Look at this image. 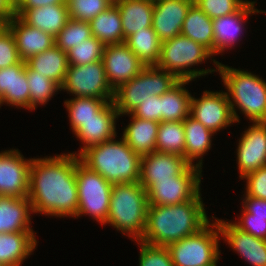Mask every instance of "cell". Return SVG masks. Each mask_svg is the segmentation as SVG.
Returning <instances> with one entry per match:
<instances>
[{
  "instance_id": "obj_22",
  "label": "cell",
  "mask_w": 266,
  "mask_h": 266,
  "mask_svg": "<svg viewBox=\"0 0 266 266\" xmlns=\"http://www.w3.org/2000/svg\"><path fill=\"white\" fill-rule=\"evenodd\" d=\"M6 26L15 38L18 54L22 61H27L30 57L55 45V37L41 29L27 25L17 16H14Z\"/></svg>"
},
{
  "instance_id": "obj_12",
  "label": "cell",
  "mask_w": 266,
  "mask_h": 266,
  "mask_svg": "<svg viewBox=\"0 0 266 266\" xmlns=\"http://www.w3.org/2000/svg\"><path fill=\"white\" fill-rule=\"evenodd\" d=\"M190 116L213 133L230 126L235 120L226 92L204 91L201 98L191 97Z\"/></svg>"
},
{
  "instance_id": "obj_21",
  "label": "cell",
  "mask_w": 266,
  "mask_h": 266,
  "mask_svg": "<svg viewBox=\"0 0 266 266\" xmlns=\"http://www.w3.org/2000/svg\"><path fill=\"white\" fill-rule=\"evenodd\" d=\"M4 103L30 110L25 61L0 69V105Z\"/></svg>"
},
{
  "instance_id": "obj_29",
  "label": "cell",
  "mask_w": 266,
  "mask_h": 266,
  "mask_svg": "<svg viewBox=\"0 0 266 266\" xmlns=\"http://www.w3.org/2000/svg\"><path fill=\"white\" fill-rule=\"evenodd\" d=\"M25 63L32 70L48 77L59 86H61L64 81L69 65L67 53L56 45L42 53L30 57Z\"/></svg>"
},
{
  "instance_id": "obj_23",
  "label": "cell",
  "mask_w": 266,
  "mask_h": 266,
  "mask_svg": "<svg viewBox=\"0 0 266 266\" xmlns=\"http://www.w3.org/2000/svg\"><path fill=\"white\" fill-rule=\"evenodd\" d=\"M24 23L56 37L70 19L67 4L46 5L34 9H15Z\"/></svg>"
},
{
  "instance_id": "obj_6",
  "label": "cell",
  "mask_w": 266,
  "mask_h": 266,
  "mask_svg": "<svg viewBox=\"0 0 266 266\" xmlns=\"http://www.w3.org/2000/svg\"><path fill=\"white\" fill-rule=\"evenodd\" d=\"M179 80L156 65L144 66L140 73L114 90L113 104L121 115L130 114L149 96H161Z\"/></svg>"
},
{
  "instance_id": "obj_37",
  "label": "cell",
  "mask_w": 266,
  "mask_h": 266,
  "mask_svg": "<svg viewBox=\"0 0 266 266\" xmlns=\"http://www.w3.org/2000/svg\"><path fill=\"white\" fill-rule=\"evenodd\" d=\"M89 22L69 19L63 29L55 37V45L64 52L92 37Z\"/></svg>"
},
{
  "instance_id": "obj_24",
  "label": "cell",
  "mask_w": 266,
  "mask_h": 266,
  "mask_svg": "<svg viewBox=\"0 0 266 266\" xmlns=\"http://www.w3.org/2000/svg\"><path fill=\"white\" fill-rule=\"evenodd\" d=\"M32 212L28 197L0 195V233L34 232L30 227Z\"/></svg>"
},
{
  "instance_id": "obj_5",
  "label": "cell",
  "mask_w": 266,
  "mask_h": 266,
  "mask_svg": "<svg viewBox=\"0 0 266 266\" xmlns=\"http://www.w3.org/2000/svg\"><path fill=\"white\" fill-rule=\"evenodd\" d=\"M148 206L147 191L139 182L113 184L105 224L140 241L146 229Z\"/></svg>"
},
{
  "instance_id": "obj_14",
  "label": "cell",
  "mask_w": 266,
  "mask_h": 266,
  "mask_svg": "<svg viewBox=\"0 0 266 266\" xmlns=\"http://www.w3.org/2000/svg\"><path fill=\"white\" fill-rule=\"evenodd\" d=\"M31 160L16 149L0 153V195L28 196Z\"/></svg>"
},
{
  "instance_id": "obj_3",
  "label": "cell",
  "mask_w": 266,
  "mask_h": 266,
  "mask_svg": "<svg viewBox=\"0 0 266 266\" xmlns=\"http://www.w3.org/2000/svg\"><path fill=\"white\" fill-rule=\"evenodd\" d=\"M91 146L80 155V161L111 184L136 183L140 179L141 157L123 138Z\"/></svg>"
},
{
  "instance_id": "obj_45",
  "label": "cell",
  "mask_w": 266,
  "mask_h": 266,
  "mask_svg": "<svg viewBox=\"0 0 266 266\" xmlns=\"http://www.w3.org/2000/svg\"><path fill=\"white\" fill-rule=\"evenodd\" d=\"M131 114L140 119L161 122V96H149Z\"/></svg>"
},
{
  "instance_id": "obj_7",
  "label": "cell",
  "mask_w": 266,
  "mask_h": 266,
  "mask_svg": "<svg viewBox=\"0 0 266 266\" xmlns=\"http://www.w3.org/2000/svg\"><path fill=\"white\" fill-rule=\"evenodd\" d=\"M211 56L213 57V54L206 47L180 34L162 42L156 66L172 73L178 80L192 81L197 77L200 78L199 76L217 71V69H190Z\"/></svg>"
},
{
  "instance_id": "obj_2",
  "label": "cell",
  "mask_w": 266,
  "mask_h": 266,
  "mask_svg": "<svg viewBox=\"0 0 266 266\" xmlns=\"http://www.w3.org/2000/svg\"><path fill=\"white\" fill-rule=\"evenodd\" d=\"M199 192L193 199L169 206L149 205L147 223L140 241L167 247L200 231L209 223Z\"/></svg>"
},
{
  "instance_id": "obj_42",
  "label": "cell",
  "mask_w": 266,
  "mask_h": 266,
  "mask_svg": "<svg viewBox=\"0 0 266 266\" xmlns=\"http://www.w3.org/2000/svg\"><path fill=\"white\" fill-rule=\"evenodd\" d=\"M21 61L13 34L6 25H3L0 28V69L16 65Z\"/></svg>"
},
{
  "instance_id": "obj_31",
  "label": "cell",
  "mask_w": 266,
  "mask_h": 266,
  "mask_svg": "<svg viewBox=\"0 0 266 266\" xmlns=\"http://www.w3.org/2000/svg\"><path fill=\"white\" fill-rule=\"evenodd\" d=\"M181 35L201 44L213 54V19H210L195 3L191 5L183 21Z\"/></svg>"
},
{
  "instance_id": "obj_44",
  "label": "cell",
  "mask_w": 266,
  "mask_h": 266,
  "mask_svg": "<svg viewBox=\"0 0 266 266\" xmlns=\"http://www.w3.org/2000/svg\"><path fill=\"white\" fill-rule=\"evenodd\" d=\"M246 195L266 200V166L246 174Z\"/></svg>"
},
{
  "instance_id": "obj_34",
  "label": "cell",
  "mask_w": 266,
  "mask_h": 266,
  "mask_svg": "<svg viewBox=\"0 0 266 266\" xmlns=\"http://www.w3.org/2000/svg\"><path fill=\"white\" fill-rule=\"evenodd\" d=\"M113 100H103L94 97H75L64 102L71 129L76 133L80 129V123L86 122L95 117L109 102Z\"/></svg>"
},
{
  "instance_id": "obj_1",
  "label": "cell",
  "mask_w": 266,
  "mask_h": 266,
  "mask_svg": "<svg viewBox=\"0 0 266 266\" xmlns=\"http://www.w3.org/2000/svg\"><path fill=\"white\" fill-rule=\"evenodd\" d=\"M72 153L32 158L28 199L33 213L76 218L78 194L76 159Z\"/></svg>"
},
{
  "instance_id": "obj_11",
  "label": "cell",
  "mask_w": 266,
  "mask_h": 266,
  "mask_svg": "<svg viewBox=\"0 0 266 266\" xmlns=\"http://www.w3.org/2000/svg\"><path fill=\"white\" fill-rule=\"evenodd\" d=\"M66 90L75 97H94L113 100L111 88L102 60L85 65H68L60 91Z\"/></svg>"
},
{
  "instance_id": "obj_13",
  "label": "cell",
  "mask_w": 266,
  "mask_h": 266,
  "mask_svg": "<svg viewBox=\"0 0 266 266\" xmlns=\"http://www.w3.org/2000/svg\"><path fill=\"white\" fill-rule=\"evenodd\" d=\"M102 62L113 90L137 76L145 66L125 42L105 45Z\"/></svg>"
},
{
  "instance_id": "obj_8",
  "label": "cell",
  "mask_w": 266,
  "mask_h": 266,
  "mask_svg": "<svg viewBox=\"0 0 266 266\" xmlns=\"http://www.w3.org/2000/svg\"><path fill=\"white\" fill-rule=\"evenodd\" d=\"M211 226V227H210ZM215 229V230H214ZM220 231L215 218L197 233L167 246L174 266H217Z\"/></svg>"
},
{
  "instance_id": "obj_10",
  "label": "cell",
  "mask_w": 266,
  "mask_h": 266,
  "mask_svg": "<svg viewBox=\"0 0 266 266\" xmlns=\"http://www.w3.org/2000/svg\"><path fill=\"white\" fill-rule=\"evenodd\" d=\"M202 169L190 165L172 179L154 180L147 188L149 205L169 206L193 199L200 192Z\"/></svg>"
},
{
  "instance_id": "obj_33",
  "label": "cell",
  "mask_w": 266,
  "mask_h": 266,
  "mask_svg": "<svg viewBox=\"0 0 266 266\" xmlns=\"http://www.w3.org/2000/svg\"><path fill=\"white\" fill-rule=\"evenodd\" d=\"M125 44L145 66L158 63L162 41L152 27L143 28L128 36Z\"/></svg>"
},
{
  "instance_id": "obj_36",
  "label": "cell",
  "mask_w": 266,
  "mask_h": 266,
  "mask_svg": "<svg viewBox=\"0 0 266 266\" xmlns=\"http://www.w3.org/2000/svg\"><path fill=\"white\" fill-rule=\"evenodd\" d=\"M27 82L29 84L30 110L36 109V106L45 105L55 92L60 90V86L53 80L32 70L26 64Z\"/></svg>"
},
{
  "instance_id": "obj_47",
  "label": "cell",
  "mask_w": 266,
  "mask_h": 266,
  "mask_svg": "<svg viewBox=\"0 0 266 266\" xmlns=\"http://www.w3.org/2000/svg\"><path fill=\"white\" fill-rule=\"evenodd\" d=\"M56 4H66V0H15V9H34Z\"/></svg>"
},
{
  "instance_id": "obj_43",
  "label": "cell",
  "mask_w": 266,
  "mask_h": 266,
  "mask_svg": "<svg viewBox=\"0 0 266 266\" xmlns=\"http://www.w3.org/2000/svg\"><path fill=\"white\" fill-rule=\"evenodd\" d=\"M242 212L239 222H233V224L243 232L266 240V218L254 217L245 209Z\"/></svg>"
},
{
  "instance_id": "obj_27",
  "label": "cell",
  "mask_w": 266,
  "mask_h": 266,
  "mask_svg": "<svg viewBox=\"0 0 266 266\" xmlns=\"http://www.w3.org/2000/svg\"><path fill=\"white\" fill-rule=\"evenodd\" d=\"M120 11L124 40L143 28L152 27L154 0H121Z\"/></svg>"
},
{
  "instance_id": "obj_4",
  "label": "cell",
  "mask_w": 266,
  "mask_h": 266,
  "mask_svg": "<svg viewBox=\"0 0 266 266\" xmlns=\"http://www.w3.org/2000/svg\"><path fill=\"white\" fill-rule=\"evenodd\" d=\"M213 63L227 89L235 122L240 120L236 106L252 122H266V82L251 72L225 66L215 59Z\"/></svg>"
},
{
  "instance_id": "obj_30",
  "label": "cell",
  "mask_w": 266,
  "mask_h": 266,
  "mask_svg": "<svg viewBox=\"0 0 266 266\" xmlns=\"http://www.w3.org/2000/svg\"><path fill=\"white\" fill-rule=\"evenodd\" d=\"M92 35L104 45L124 43V34L120 11L116 4H111L90 22Z\"/></svg>"
},
{
  "instance_id": "obj_48",
  "label": "cell",
  "mask_w": 266,
  "mask_h": 266,
  "mask_svg": "<svg viewBox=\"0 0 266 266\" xmlns=\"http://www.w3.org/2000/svg\"><path fill=\"white\" fill-rule=\"evenodd\" d=\"M15 15V0H0V23L6 25Z\"/></svg>"
},
{
  "instance_id": "obj_46",
  "label": "cell",
  "mask_w": 266,
  "mask_h": 266,
  "mask_svg": "<svg viewBox=\"0 0 266 266\" xmlns=\"http://www.w3.org/2000/svg\"><path fill=\"white\" fill-rule=\"evenodd\" d=\"M243 203V209L254 217L266 218V200L245 196Z\"/></svg>"
},
{
  "instance_id": "obj_15",
  "label": "cell",
  "mask_w": 266,
  "mask_h": 266,
  "mask_svg": "<svg viewBox=\"0 0 266 266\" xmlns=\"http://www.w3.org/2000/svg\"><path fill=\"white\" fill-rule=\"evenodd\" d=\"M237 166L240 179L266 166V122H253L238 143Z\"/></svg>"
},
{
  "instance_id": "obj_17",
  "label": "cell",
  "mask_w": 266,
  "mask_h": 266,
  "mask_svg": "<svg viewBox=\"0 0 266 266\" xmlns=\"http://www.w3.org/2000/svg\"><path fill=\"white\" fill-rule=\"evenodd\" d=\"M191 164L182 156L154 151L141 157L139 183L146 189L154 180L172 179Z\"/></svg>"
},
{
  "instance_id": "obj_25",
  "label": "cell",
  "mask_w": 266,
  "mask_h": 266,
  "mask_svg": "<svg viewBox=\"0 0 266 266\" xmlns=\"http://www.w3.org/2000/svg\"><path fill=\"white\" fill-rule=\"evenodd\" d=\"M37 245L34 232L0 233V264L21 266Z\"/></svg>"
},
{
  "instance_id": "obj_32",
  "label": "cell",
  "mask_w": 266,
  "mask_h": 266,
  "mask_svg": "<svg viewBox=\"0 0 266 266\" xmlns=\"http://www.w3.org/2000/svg\"><path fill=\"white\" fill-rule=\"evenodd\" d=\"M189 80H179L161 95V122L183 121L190 115L191 94L184 87Z\"/></svg>"
},
{
  "instance_id": "obj_49",
  "label": "cell",
  "mask_w": 266,
  "mask_h": 266,
  "mask_svg": "<svg viewBox=\"0 0 266 266\" xmlns=\"http://www.w3.org/2000/svg\"><path fill=\"white\" fill-rule=\"evenodd\" d=\"M109 1L111 4H117L118 2H120L121 0H107Z\"/></svg>"
},
{
  "instance_id": "obj_20",
  "label": "cell",
  "mask_w": 266,
  "mask_h": 266,
  "mask_svg": "<svg viewBox=\"0 0 266 266\" xmlns=\"http://www.w3.org/2000/svg\"><path fill=\"white\" fill-rule=\"evenodd\" d=\"M255 2L247 1L237 12L213 19L214 44L213 55L232 48L239 39L244 20L255 13H264L255 8ZM243 23V24H242Z\"/></svg>"
},
{
  "instance_id": "obj_28",
  "label": "cell",
  "mask_w": 266,
  "mask_h": 266,
  "mask_svg": "<svg viewBox=\"0 0 266 266\" xmlns=\"http://www.w3.org/2000/svg\"><path fill=\"white\" fill-rule=\"evenodd\" d=\"M183 127L185 133L184 158L191 165L202 169V156L210 150L212 145L211 137L214 133L190 115L183 120ZM200 157L201 159L194 164V160Z\"/></svg>"
},
{
  "instance_id": "obj_19",
  "label": "cell",
  "mask_w": 266,
  "mask_h": 266,
  "mask_svg": "<svg viewBox=\"0 0 266 266\" xmlns=\"http://www.w3.org/2000/svg\"><path fill=\"white\" fill-rule=\"evenodd\" d=\"M120 114L115 108L113 102H109L95 117L86 122L80 123V129L75 133L82 144L79 153H72L79 156L87 148L101 144L116 138V119Z\"/></svg>"
},
{
  "instance_id": "obj_38",
  "label": "cell",
  "mask_w": 266,
  "mask_h": 266,
  "mask_svg": "<svg viewBox=\"0 0 266 266\" xmlns=\"http://www.w3.org/2000/svg\"><path fill=\"white\" fill-rule=\"evenodd\" d=\"M105 45L94 36L72 47L67 52L69 65H85L102 60Z\"/></svg>"
},
{
  "instance_id": "obj_35",
  "label": "cell",
  "mask_w": 266,
  "mask_h": 266,
  "mask_svg": "<svg viewBox=\"0 0 266 266\" xmlns=\"http://www.w3.org/2000/svg\"><path fill=\"white\" fill-rule=\"evenodd\" d=\"M155 151L177 154L184 157L185 133L183 121L160 122Z\"/></svg>"
},
{
  "instance_id": "obj_26",
  "label": "cell",
  "mask_w": 266,
  "mask_h": 266,
  "mask_svg": "<svg viewBox=\"0 0 266 266\" xmlns=\"http://www.w3.org/2000/svg\"><path fill=\"white\" fill-rule=\"evenodd\" d=\"M130 123L124 128L122 138L140 156L155 151L157 133L160 122L144 120L133 116Z\"/></svg>"
},
{
  "instance_id": "obj_40",
  "label": "cell",
  "mask_w": 266,
  "mask_h": 266,
  "mask_svg": "<svg viewBox=\"0 0 266 266\" xmlns=\"http://www.w3.org/2000/svg\"><path fill=\"white\" fill-rule=\"evenodd\" d=\"M248 0H194L210 18L215 19L237 12Z\"/></svg>"
},
{
  "instance_id": "obj_41",
  "label": "cell",
  "mask_w": 266,
  "mask_h": 266,
  "mask_svg": "<svg viewBox=\"0 0 266 266\" xmlns=\"http://www.w3.org/2000/svg\"><path fill=\"white\" fill-rule=\"evenodd\" d=\"M140 249L139 266H174L167 247L137 242Z\"/></svg>"
},
{
  "instance_id": "obj_39",
  "label": "cell",
  "mask_w": 266,
  "mask_h": 266,
  "mask_svg": "<svg viewBox=\"0 0 266 266\" xmlns=\"http://www.w3.org/2000/svg\"><path fill=\"white\" fill-rule=\"evenodd\" d=\"M70 19L90 22L105 11L111 3L107 0H66Z\"/></svg>"
},
{
  "instance_id": "obj_18",
  "label": "cell",
  "mask_w": 266,
  "mask_h": 266,
  "mask_svg": "<svg viewBox=\"0 0 266 266\" xmlns=\"http://www.w3.org/2000/svg\"><path fill=\"white\" fill-rule=\"evenodd\" d=\"M220 236L251 266H266V240L241 231L233 223L217 219Z\"/></svg>"
},
{
  "instance_id": "obj_9",
  "label": "cell",
  "mask_w": 266,
  "mask_h": 266,
  "mask_svg": "<svg viewBox=\"0 0 266 266\" xmlns=\"http://www.w3.org/2000/svg\"><path fill=\"white\" fill-rule=\"evenodd\" d=\"M75 177L78 191L76 216L86 214L104 225L109 213L113 184L99 173L89 169L79 157L76 159Z\"/></svg>"
},
{
  "instance_id": "obj_16",
  "label": "cell",
  "mask_w": 266,
  "mask_h": 266,
  "mask_svg": "<svg viewBox=\"0 0 266 266\" xmlns=\"http://www.w3.org/2000/svg\"><path fill=\"white\" fill-rule=\"evenodd\" d=\"M194 0H154L152 28L163 42L181 34L187 12Z\"/></svg>"
}]
</instances>
